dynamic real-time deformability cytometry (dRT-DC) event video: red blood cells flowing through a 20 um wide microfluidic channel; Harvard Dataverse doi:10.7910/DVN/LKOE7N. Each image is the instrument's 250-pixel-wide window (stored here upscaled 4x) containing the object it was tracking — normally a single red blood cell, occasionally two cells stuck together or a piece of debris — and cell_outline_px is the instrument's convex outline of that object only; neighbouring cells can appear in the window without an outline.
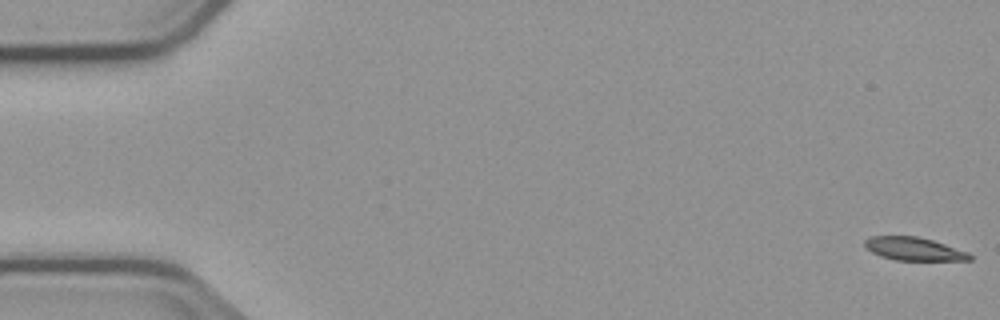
{"species": "common noctule bat (a hibernating species)", "species_latin": "Nyctalus noctula", "temperature_condition": "cold", "stored_images_in_passage": 4, "camera_frame_rate_fps": 3000, "um_per_image_px": 0.085, "animal": {"sex": "male", "body_mass_g": 23.1, "forearm_length_mm": 52.7}, "frame": {"image": 1, "passage_image": 1, "time_ms": 0.0, "image_size_px": [1000, 320], "cell_outline_px": [[972, 260], [896, 260], [880, 256], [872, 252], [864, 244], [864, 240], [868, 236], [916, 236], [932, 240], [968, 252], [972, 256]], "centroid_in_image_um": [77.66, 21.15], "position_along_channel_um": 7.3, "area_um2": 14.05}}